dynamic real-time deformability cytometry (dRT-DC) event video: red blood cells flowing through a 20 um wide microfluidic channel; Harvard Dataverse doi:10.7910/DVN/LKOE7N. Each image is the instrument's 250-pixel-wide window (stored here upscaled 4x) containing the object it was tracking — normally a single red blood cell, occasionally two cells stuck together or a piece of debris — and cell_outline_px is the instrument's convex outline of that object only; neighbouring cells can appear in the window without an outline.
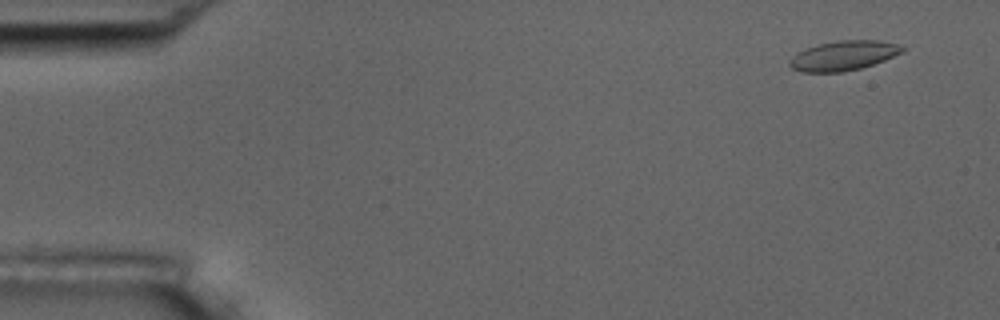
{"species": "common noctule bat (a hibernating species)", "species_latin": "Nyctalus noctula", "temperature_condition": "room temperature", "stored_images_in_passage": 5, "camera_frame_rate_fps": 3000, "um_per_image_px": 0.085, "animal": {"sex": "male", "body_mass_g": 17.5, "forearm_length_mm": 52.3}, "frame": {"image": 1, "passage_image": 1, "time_ms": 0.0, "image_size_px": [1000, 320], "cell_outline_px": [[908, 48], [904, 52], [884, 60], [860, 68], [844, 72], [800, 72], [792, 68], [788, 64], [788, 60], [796, 52], [820, 44], [836, 40], [880, 40], [896, 44]], "centroid_in_image_um": [71.69, 4.73], "position_along_channel_um": 13.3, "area_um2": 19.59}}